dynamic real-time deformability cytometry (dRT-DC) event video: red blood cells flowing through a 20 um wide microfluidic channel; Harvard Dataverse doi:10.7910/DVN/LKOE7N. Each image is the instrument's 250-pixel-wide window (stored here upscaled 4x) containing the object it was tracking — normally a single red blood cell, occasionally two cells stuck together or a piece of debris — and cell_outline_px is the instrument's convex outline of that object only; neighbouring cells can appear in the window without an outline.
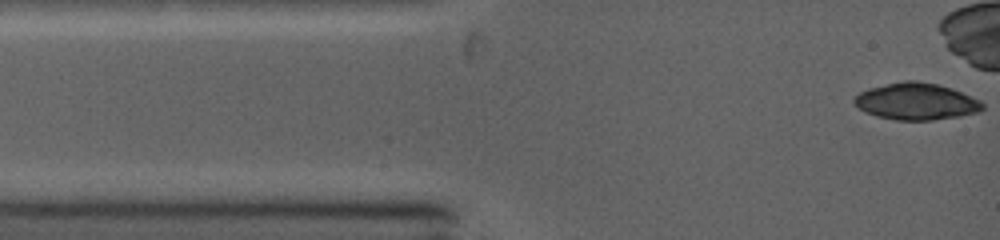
{"species": "common noctule bat (a hibernating species)", "species_latin": "Nyctalus noctula", "temperature_condition": "warm", "stored_images_in_passage": 9, "camera_frame_rate_fps": 5000, "um_per_image_px": 0.085, "animal": {"sex": "female", "body_mass_g": 19.0, "forearm_length_mm": 53.3}, "frame": {"image": 1, "passage_image": 1, "time_ms": 0.0, "image_size_px": [1000, 240], "cell_outline_px": [[984, 108], [980, 112], [960, 116], [932, 120], [896, 120], [876, 116], [864, 112], [852, 100], [860, 92], [868, 88], [904, 80], [916, 80], [936, 84], [952, 88], [980, 100], [984, 104]], "centroid_in_image_um": [77.89, 8.62], "position_along_channel_um": 7.1, "area_um2": 27.57}}